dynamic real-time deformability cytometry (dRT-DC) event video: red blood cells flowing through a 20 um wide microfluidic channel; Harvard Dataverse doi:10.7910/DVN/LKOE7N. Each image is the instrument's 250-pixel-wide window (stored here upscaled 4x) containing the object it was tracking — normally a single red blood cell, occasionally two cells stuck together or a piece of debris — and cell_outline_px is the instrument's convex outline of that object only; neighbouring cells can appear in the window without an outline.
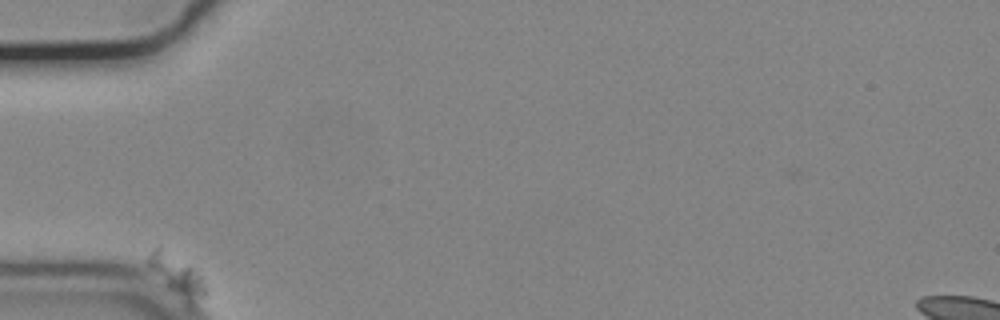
{"species": "common noctule bat (a hibernating species)", "species_latin": "Nyctalus noctula", "temperature_condition": "cold", "stored_images_in_passage": 44, "camera_frame_rate_fps": 3000, "um_per_image_px": 0.085, "animal": {"sex": "male", "body_mass_g": 19.2, "forearm_length_mm": 51.8}, "frame": {"image": 1, "passage_image": 1, "time_ms": 0.0, "image_size_px": [1000, 320], "cell_outline_px": [[208, 296], [192, 304], [188, 304], [148, 268], [144, 264], [144, 260], [156, 248], [160, 248], [192, 268], [200, 276], [208, 288]], "centroid_in_image_um": [15.06, 23.46], "position_along_channel_um": 69.9, "area_um2": 12.95}}
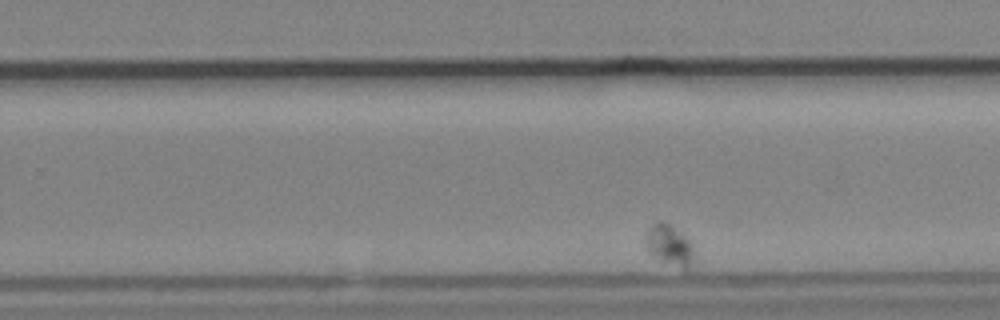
{"frame": {"image": 2, "passage_image": 32, "time_ms": 10.333, "image_size_px": [1000, 320], "cell_outline_px": [[692, 264], [688, 268], [684, 268], [660, 260], [652, 256], [648, 252], [648, 228], [652, 224], [668, 224], [680, 232], [692, 244]], "centroid_in_image_um": [56.91, 20.87], "position_along_channel_um": 272.9, "area_um2": 10.64}}
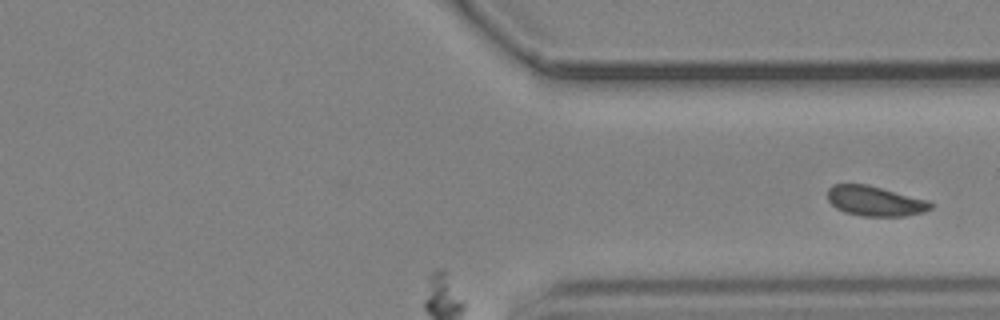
{"frame": {"image": 3, "passage_image": 44, "time_ms": 14.333, "image_size_px": [1000, 320], "cell_outline_px": [[936, 204], [932, 208], [924, 212], [904, 216], [860, 216], [844, 212], [836, 208], [828, 200], [828, 188], [832, 184], [868, 184], [928, 200]], "centroid_in_image_um": [74.39, 17.09], "position_along_channel_um": 337.0, "area_um2": 18.21}}